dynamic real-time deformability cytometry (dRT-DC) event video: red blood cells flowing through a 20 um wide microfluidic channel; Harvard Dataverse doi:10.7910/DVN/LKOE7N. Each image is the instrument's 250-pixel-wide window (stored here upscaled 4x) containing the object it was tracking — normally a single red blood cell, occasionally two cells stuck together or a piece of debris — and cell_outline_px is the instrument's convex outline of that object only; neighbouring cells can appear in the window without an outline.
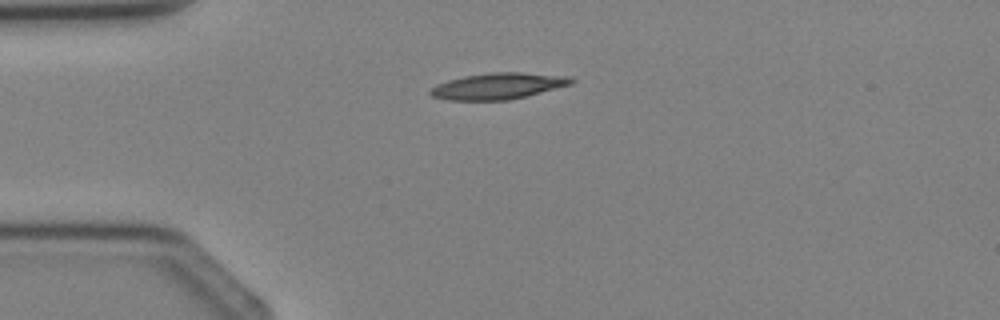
{"species": "Egyptian fruit bat (a non-hibernating species)", "species_latin": "Rousettus aegyptiacus", "temperature_condition": "cold", "stored_images_in_passage": 2, "camera_frame_rate_fps": 3000, "um_per_image_px": 0.085, "animal": {"sex": "female"}, "frame": {"image": 1, "passage_image": 1, "time_ms": 0.0, "image_size_px": [1000, 320], "cell_outline_px": [[576, 80], [572, 84], [508, 100], [448, 100], [432, 96], [428, 92], [436, 84], [448, 80], [464, 76], [488, 72], [520, 72], [572, 76]], "centroid_in_image_um": [42.35, 7.3], "position_along_channel_um": 42.7, "area_um2": 21.56}}
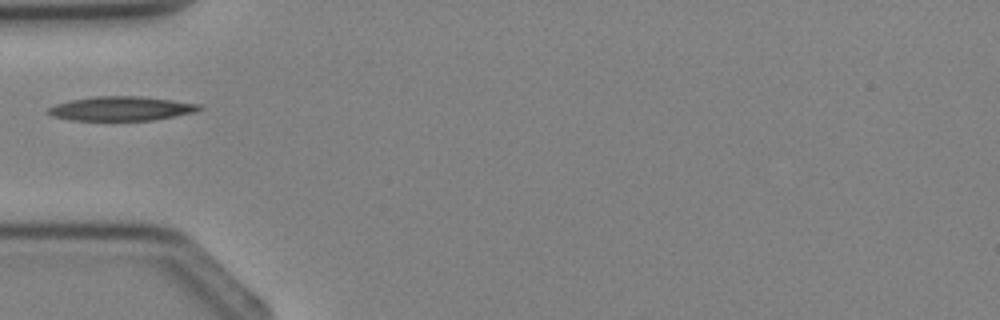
{"frame": {"image": 2, "passage_image": 2, "time_ms": 1.0, "image_size_px": [1000, 320], "cell_outline_px": [[204, 108], [196, 112], [152, 120], [72, 120], [52, 116], [44, 112], [48, 108], [56, 104], [72, 100], [96, 96], [140, 96], [172, 100], [200, 104]], "centroid_in_image_um": [10.31, 9.23], "position_along_channel_um": 74.7, "area_um2": 21.27}}